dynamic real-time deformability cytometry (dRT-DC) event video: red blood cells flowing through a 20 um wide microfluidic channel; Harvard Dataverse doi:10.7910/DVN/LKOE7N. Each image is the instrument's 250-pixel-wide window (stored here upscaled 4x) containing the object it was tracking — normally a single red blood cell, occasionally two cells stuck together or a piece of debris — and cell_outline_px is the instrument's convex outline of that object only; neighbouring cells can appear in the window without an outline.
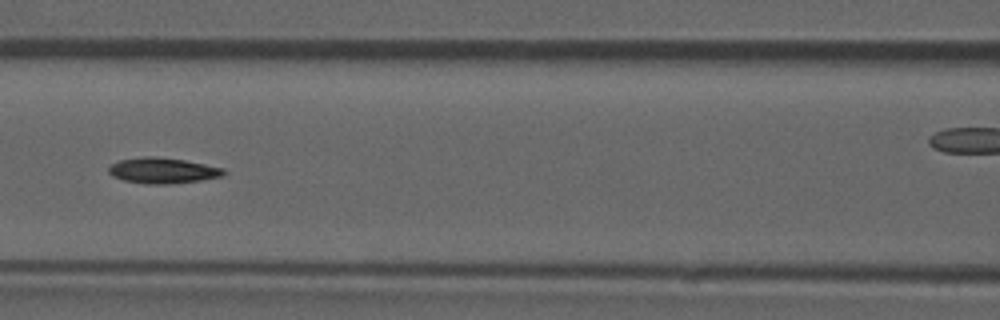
{"species": "common noctule bat (a hibernating species)", "species_latin": "Nyctalus noctula", "temperature_condition": "room temperature", "stored_images_in_passage": 54, "camera_frame_rate_fps": 3000, "um_per_image_px": 0.085, "animal": {"sex": "male", "forearm_length_mm": 52.5}, "frame": {"image": 1, "passage_image": 24, "time_ms": 7.667, "image_size_px": [1000, 320], "cell_outline_px": [[228, 172], [224, 176], [200, 180], [168, 184], [148, 184], [124, 180], [112, 176], [108, 172], [108, 168], [112, 164], [120, 160], [144, 156], [156, 156], [184, 160], [224, 168]], "centroid_in_image_um": [13.85, 14.49], "position_along_channel_um": 152.7, "area_um2": 17.22}, "authors_computed_cell_mechanics": {"area_um2": 16.9643, "velocity_mm_per_s": 3.8746, "shape_relaxation_time_tau1_ms": 8.1743, "shape_relaxation_time_tau2_ms": 6.5449, "deformation_change_tau1": 0.2149, "deformation_change_tau2": 0.1131}}